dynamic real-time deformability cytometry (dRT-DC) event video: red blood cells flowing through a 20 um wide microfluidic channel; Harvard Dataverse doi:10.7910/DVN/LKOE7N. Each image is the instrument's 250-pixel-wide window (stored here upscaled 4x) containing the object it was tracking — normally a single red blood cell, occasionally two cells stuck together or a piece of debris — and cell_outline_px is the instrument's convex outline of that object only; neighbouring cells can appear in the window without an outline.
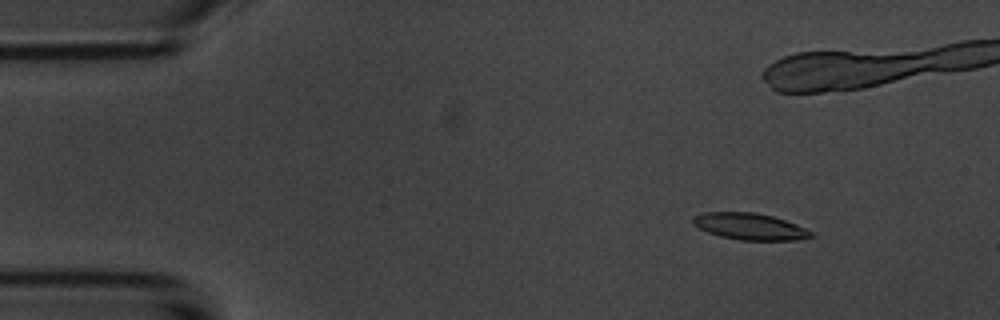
{"species": "common noctule bat (a hibernating species)", "species_latin": "Nyctalus noctula", "temperature_condition": "room temperature", "stored_images_in_passage": 8, "camera_frame_rate_fps": 3000, "um_per_image_px": 0.085, "animal": {"sex": "male", "body_mass_g": 20.1, "forearm_length_mm": 53.5}, "frame": {"image": 1, "passage_image": 2, "time_ms": 1.333, "image_size_px": [1000, 320], "cell_outline_px": [[812, 236], [796, 240], [740, 240], [720, 236], [708, 232], [692, 224], [692, 216], [704, 212], [752, 212], [772, 216], [796, 224], [812, 232]], "centroid_in_image_um": [63.68, 19.24], "position_along_channel_um": 21.3, "area_um2": 18.15}}
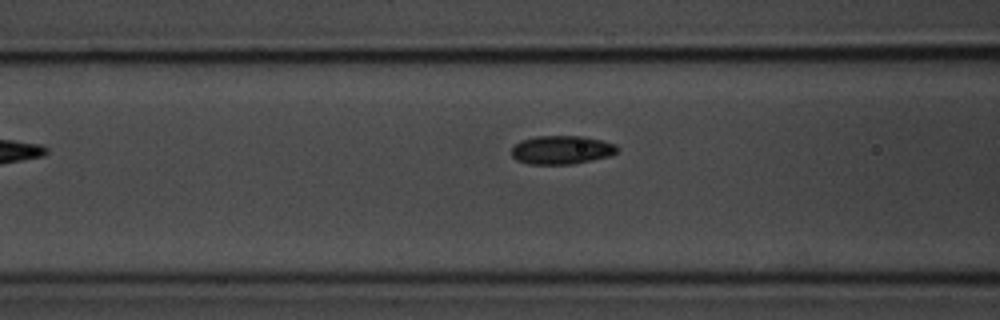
{"frame": {"image": 2, "passage_image": 8, "time_ms": 9.0, "image_size_px": [1000, 320], "cell_outline_px": [[616, 152], [612, 156], [572, 164], [528, 164], [516, 160], [512, 156], [512, 148], [520, 140], [536, 136], [584, 136], [616, 144]], "centroid_in_image_um": [47.72, 12.74], "position_along_channel_um": 118.9, "area_um2": 17.63}}